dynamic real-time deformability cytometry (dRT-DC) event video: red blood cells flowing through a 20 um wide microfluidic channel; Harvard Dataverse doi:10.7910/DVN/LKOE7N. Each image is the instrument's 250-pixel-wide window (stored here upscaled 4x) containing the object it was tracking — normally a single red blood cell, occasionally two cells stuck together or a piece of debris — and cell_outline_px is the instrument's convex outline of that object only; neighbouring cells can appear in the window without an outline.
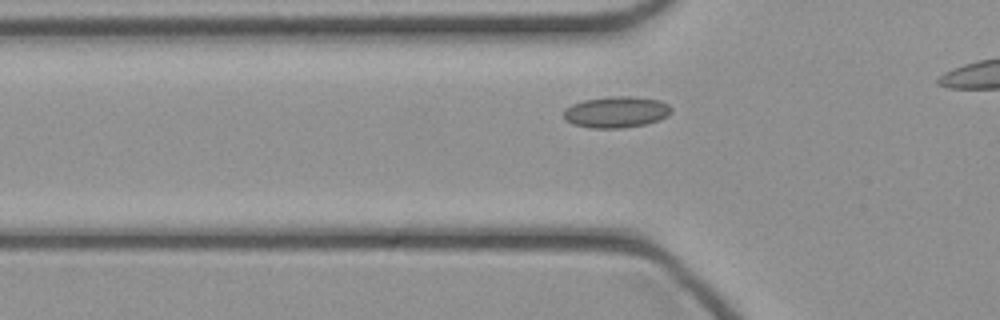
{"species": "common noctule bat (a hibernating species)", "species_latin": "Nyctalus noctula", "temperature_condition": "cold", "stored_images_in_passage": 15, "camera_frame_rate_fps": 3000, "um_per_image_px": 0.085, "animal": {"sex": "female", "body_mass_g": 21.9}, "frame": {"image": 1, "passage_image": 7, "time_ms": 2.0, "image_size_px": [1000, 320], "cell_outline_px": [[672, 112], [668, 116], [644, 124], [624, 128], [588, 128], [572, 124], [564, 120], [564, 108], [572, 104], [584, 100], [612, 96], [628, 96], [660, 100], [668, 104], [672, 108]], "centroid_in_image_um": [52.35, 9.53], "position_along_channel_um": 73.4, "area_um2": 19.71}}
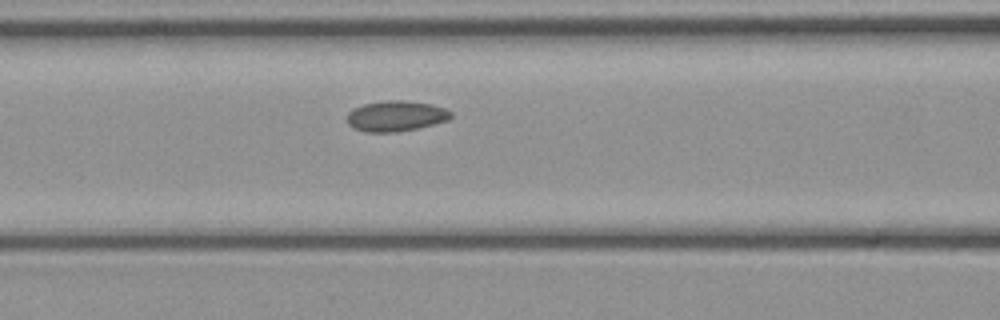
{"frame": {"image": 2, "passage_image": 11, "time_ms": 3.333, "image_size_px": [1000, 320], "cell_outline_px": [[452, 116], [448, 120], [416, 128], [396, 132], [364, 132], [352, 128], [348, 124], [348, 112], [352, 108], [364, 104], [388, 100], [404, 100], [432, 104], [444, 108], [452, 112]], "centroid_in_image_um": [33.63, 9.86], "position_along_channel_um": 133.0, "area_um2": 18.5}}